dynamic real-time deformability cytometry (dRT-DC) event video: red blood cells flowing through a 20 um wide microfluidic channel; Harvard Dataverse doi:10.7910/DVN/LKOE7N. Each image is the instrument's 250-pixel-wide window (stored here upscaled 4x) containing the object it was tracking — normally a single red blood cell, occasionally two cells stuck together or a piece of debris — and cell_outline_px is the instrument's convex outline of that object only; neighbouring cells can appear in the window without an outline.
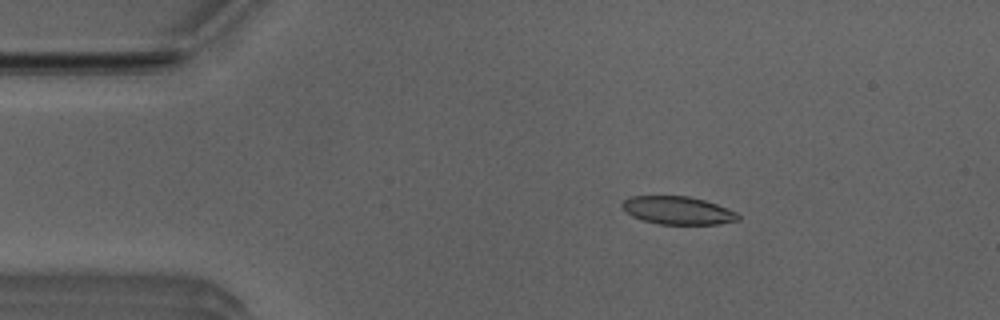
{"species": "Egyptian fruit bat (a non-hibernating species)", "species_latin": "Rousettus aegyptiacus", "temperature_condition": "room temperature", "stored_images_in_passage": 4, "camera_frame_rate_fps": 3000, "um_per_image_px": 0.085, "animal": {"sex": "male"}, "frame": {"image": 1, "passage_image": 1, "time_ms": 0.0, "image_size_px": [1000, 320], "cell_outline_px": [[740, 220], [720, 224], [660, 224], [644, 220], [632, 216], [620, 204], [624, 200], [632, 196], [688, 196], [704, 200], [716, 204], [736, 212], [740, 216]], "centroid_in_image_um": [57.64, 17.89], "position_along_channel_um": 27.4, "area_um2": 18.73}}